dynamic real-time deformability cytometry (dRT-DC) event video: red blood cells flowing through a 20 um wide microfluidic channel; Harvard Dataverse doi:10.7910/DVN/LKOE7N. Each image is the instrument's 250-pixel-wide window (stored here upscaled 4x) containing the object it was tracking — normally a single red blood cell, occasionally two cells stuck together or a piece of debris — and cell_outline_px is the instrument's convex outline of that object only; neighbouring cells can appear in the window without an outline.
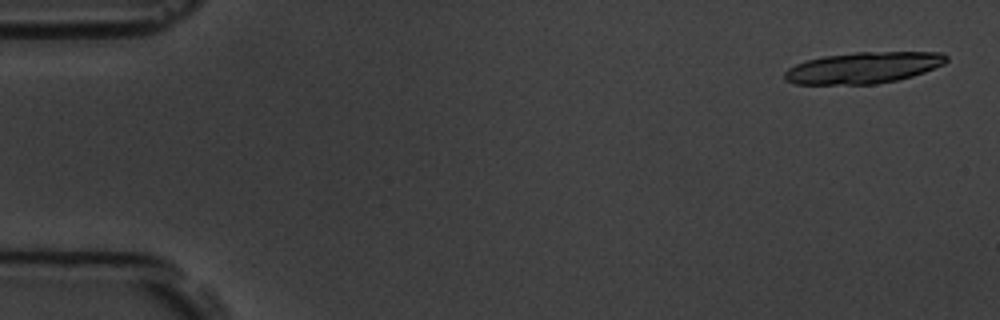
{"species": "common noctule bat (a hibernating species)", "species_latin": "Nyctalus noctula", "temperature_condition": "room temperature", "stored_images_in_passage": 8, "camera_frame_rate_fps": 3000, "um_per_image_px": 0.085, "animal": {"sex": "male", "body_mass_g": 19.5, "forearm_length_mm": 54.6}, "frame": {"image": 1, "passage_image": 1, "time_ms": 0.0, "image_size_px": [1000, 320], "cell_outline_px": [[948, 60], [944, 64], [924, 72], [912, 76], [896, 80], [876, 84], [796, 84], [784, 80], [784, 72], [788, 68], [804, 60], [824, 56], [856, 52], [940, 52], [948, 56]], "centroid_in_image_um": [73.37, 5.75], "position_along_channel_um": 11.6, "area_um2": 29.59}}
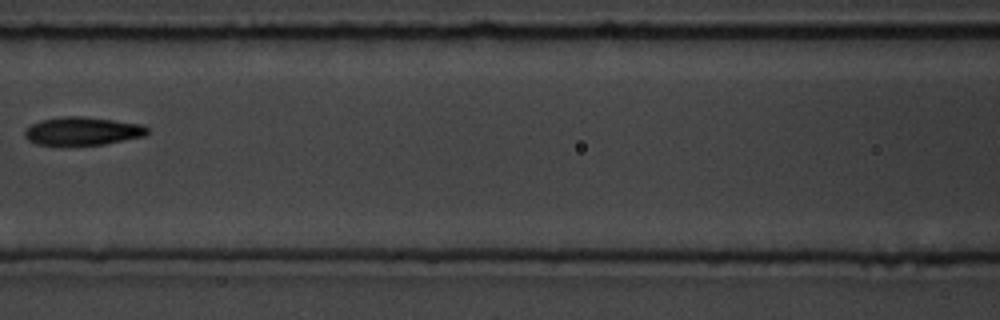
{"frame": {"image": 2, "passage_image": 7, "time_ms": 8.0, "image_size_px": [1000, 320], "cell_outline_px": [[148, 132], [144, 136], [104, 144], [36, 144], [28, 140], [24, 136], [24, 128], [40, 120], [64, 116], [84, 116], [144, 124], [148, 128]], "centroid_in_image_um": [7.01, 11.12], "position_along_channel_um": 159.6, "area_um2": 20.06}}
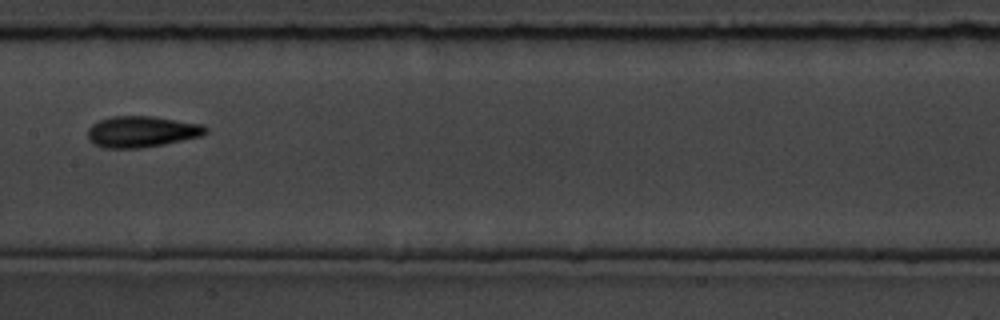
{"frame": {"image": 3, "passage_image": 8, "time_ms": 9.0, "image_size_px": [1000, 320], "cell_outline_px": [[208, 132], [204, 136], [164, 144], [140, 148], [104, 148], [92, 144], [88, 140], [88, 128], [92, 124], [100, 120], [112, 116], [152, 116], [204, 124], [208, 128]], "centroid_in_image_um": [12.07, 11.19], "position_along_channel_um": 195.3, "area_um2": 21.73}}